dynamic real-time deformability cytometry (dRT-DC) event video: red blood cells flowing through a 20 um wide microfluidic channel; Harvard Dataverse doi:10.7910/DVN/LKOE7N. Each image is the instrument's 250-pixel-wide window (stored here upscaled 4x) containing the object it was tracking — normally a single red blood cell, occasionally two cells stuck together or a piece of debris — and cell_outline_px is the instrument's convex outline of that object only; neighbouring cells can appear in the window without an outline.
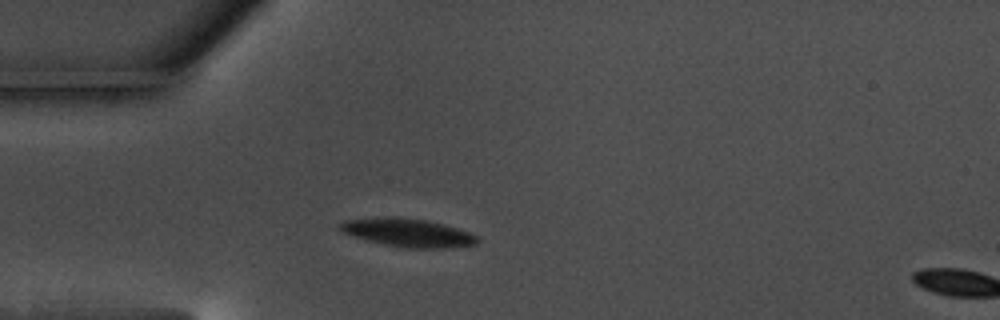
{"species": "common noctule bat (a hibernating species)", "species_latin": "Nyctalus noctula", "temperature_condition": "warm", "stored_images_in_passage": 14, "camera_frame_rate_fps": 3000, "um_per_image_px": 0.085, "animal": {"sex": "male", "body_mass_g": 17.5, "forearm_length_mm": 52.3}, "frame": {"image": 1, "passage_image": 12, "time_ms": 3.667, "image_size_px": [1000, 320], "cell_outline_px": [[480, 240], [476, 244], [452, 248], [408, 248], [384, 244], [352, 236], [344, 232], [340, 228], [340, 224], [344, 220], [384, 216], [392, 216], [428, 220], [444, 224], [468, 232], [476, 236]], "centroid_in_image_um": [34.69, 19.77], "position_along_channel_um": 50.3, "area_um2": 22.6}}